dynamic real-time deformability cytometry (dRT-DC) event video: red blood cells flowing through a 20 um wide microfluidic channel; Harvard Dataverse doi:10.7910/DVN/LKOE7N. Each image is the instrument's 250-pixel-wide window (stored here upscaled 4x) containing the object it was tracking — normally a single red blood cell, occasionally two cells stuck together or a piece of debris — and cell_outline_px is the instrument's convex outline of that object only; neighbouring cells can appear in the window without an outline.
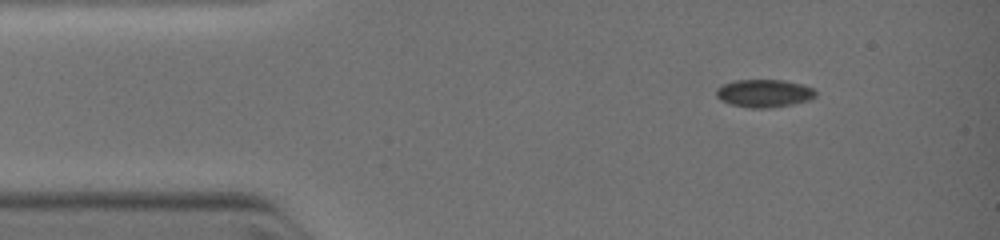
{"species": "common noctule bat (a hibernating species)", "species_latin": "Nyctalus noctula", "temperature_condition": "warm", "stored_images_in_passage": 25, "camera_frame_rate_fps": 3000, "um_per_image_px": 0.085, "animal": {"sex": "female", "body_mass_g": 19.0, "forearm_length_mm": 51.5}, "frame": {"image": 1, "passage_image": 1, "time_ms": 0.0, "image_size_px": [1000, 240], "cell_outline_px": [[816, 96], [808, 100], [792, 104], [768, 108], [748, 108], [732, 104], [720, 100], [716, 96], [716, 88], [724, 84], [736, 80], [784, 80], [804, 84], [812, 88], [816, 92]], "centroid_in_image_um": [64.95, 7.93], "position_along_channel_um": 20.1, "area_um2": 16.13}}
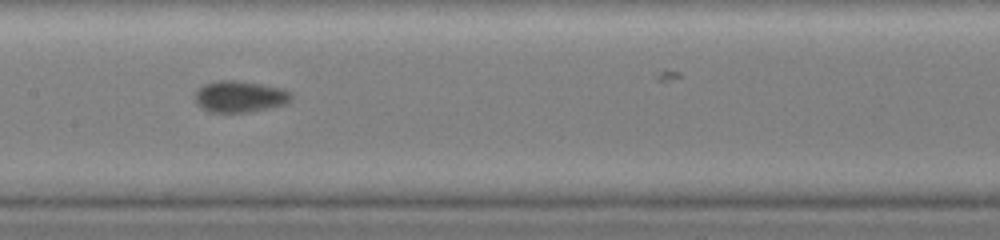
{"frame": {"image": 2, "passage_image": 14, "time_ms": 4.667, "image_size_px": [1000, 240], "cell_outline_px": [[292, 100], [284, 104], [268, 108], [248, 112], [208, 112], [196, 104], [192, 96], [204, 84], [220, 80], [232, 80], [260, 84], [284, 88], [292, 92]], "centroid_in_image_um": [20.37, 8.21], "position_along_channel_um": 187.0, "area_um2": 17.74}}
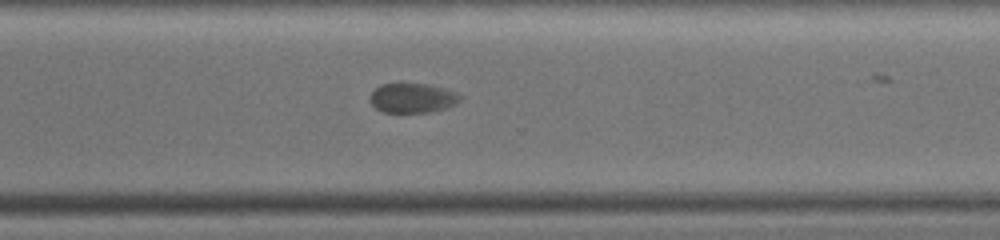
{"frame": {"image": 3, "passage_image": 24, "time_ms": 7.667, "image_size_px": [1000, 240], "cell_outline_px": [[464, 96], [456, 104], [448, 108], [428, 112], [384, 112], [376, 108], [368, 100], [372, 92], [380, 84], [428, 84], [444, 88], [456, 92]], "centroid_in_image_um": [35.09, 8.33], "position_along_channel_um": 335.5, "area_um2": 15.61}}